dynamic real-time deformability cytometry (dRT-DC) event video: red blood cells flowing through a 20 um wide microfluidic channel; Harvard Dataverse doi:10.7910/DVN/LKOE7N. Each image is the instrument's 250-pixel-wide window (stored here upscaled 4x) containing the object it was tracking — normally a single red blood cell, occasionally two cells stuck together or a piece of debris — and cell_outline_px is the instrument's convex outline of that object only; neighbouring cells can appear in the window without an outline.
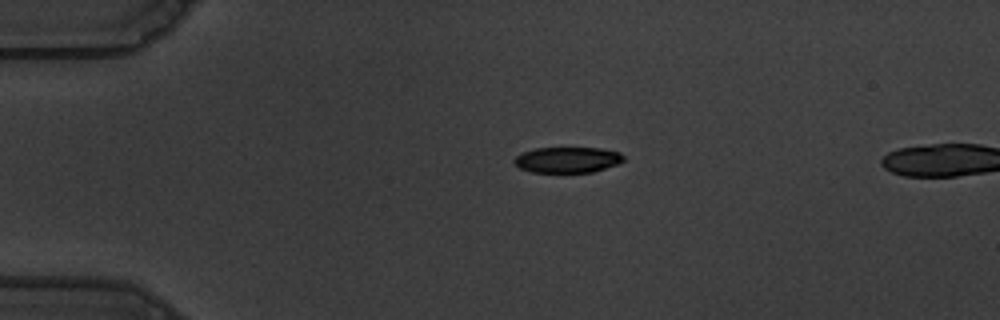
{"species": "common noctule bat (a hibernating species)", "species_latin": "Nyctalus noctula", "temperature_condition": "warm", "stored_images_in_passage": 44, "camera_frame_rate_fps": 3000, "um_per_image_px": 0.085, "animal": {"sex": "male", "body_mass_g": 19.5, "forearm_length_mm": 54.6}, "frame": {"image": 1, "passage_image": 1, "time_ms": 0.0, "image_size_px": [1000, 320], "cell_outline_px": [[624, 160], [620, 164], [592, 172], [532, 172], [520, 168], [512, 160], [516, 156], [524, 152], [536, 148], [600, 148], [620, 152], [624, 156]], "centroid_in_image_um": [48.27, 13.58], "position_along_channel_um": 36.7, "area_um2": 16.42}}
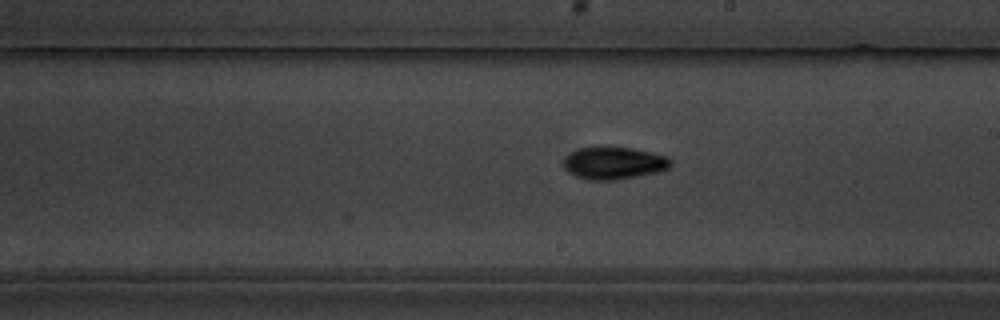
{"frame": {"image": 2, "passage_image": 21, "time_ms": 6.667, "image_size_px": [1000, 320], "cell_outline_px": [[672, 164], [668, 168], [656, 172], [636, 176], [612, 180], [592, 180], [576, 176], [568, 172], [564, 168], [564, 160], [572, 152], [580, 148], [600, 144], [632, 148], [652, 152], [668, 156], [672, 160]], "centroid_in_image_um": [52.18, 13.82], "position_along_channel_um": 236.8, "area_um2": 20.52}}
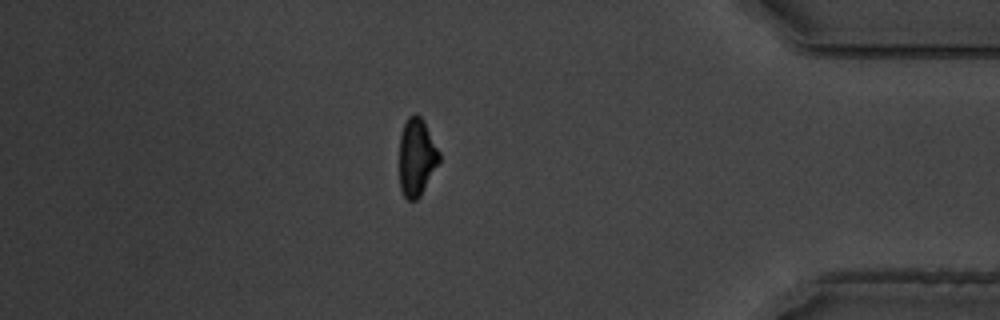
{"frame": {"image": 3, "passage_image": 37, "time_ms": 12.0, "image_size_px": [1000, 320], "cell_outline_px": [[440, 160], [420, 196], [416, 200], [408, 200], [404, 196], [400, 188], [400, 136], [404, 124], [408, 116], [420, 116], [424, 120], [440, 152]], "centroid_in_image_um": [35.42, 13.36], "position_along_channel_um": 399.8, "area_um2": 17.86}}